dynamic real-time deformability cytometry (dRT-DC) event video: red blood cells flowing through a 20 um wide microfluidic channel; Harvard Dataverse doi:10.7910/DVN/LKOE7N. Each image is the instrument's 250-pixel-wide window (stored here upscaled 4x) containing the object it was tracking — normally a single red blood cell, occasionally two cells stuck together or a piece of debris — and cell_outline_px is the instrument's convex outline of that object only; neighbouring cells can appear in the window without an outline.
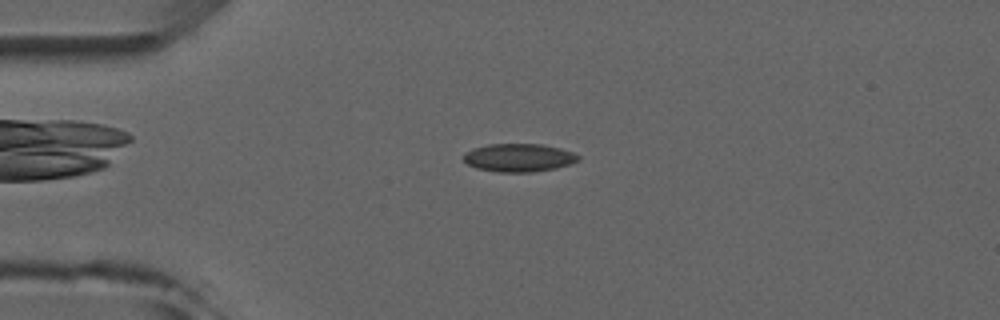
{"species": "common noctule bat (a hibernating species)", "species_latin": "Nyctalus noctula", "temperature_condition": "room temperature", "stored_images_in_passage": 1, "camera_frame_rate_fps": 3000, "um_per_image_px": 0.085, "animal": {"sex": "male", "forearm_length_mm": 52.5}, "frame": {"image": 1, "passage_image": 1, "time_ms": 0.0, "image_size_px": [1000, 320], "cell_outline_px": [[580, 160], [556, 168], [532, 172], [500, 172], [476, 168], [468, 164], [464, 160], [464, 152], [472, 148], [488, 144], [544, 144], [560, 148], [572, 152], [580, 156]], "centroid_in_image_um": [44.09, 13.39], "position_along_channel_um": 40.9, "area_um2": 18.84}}